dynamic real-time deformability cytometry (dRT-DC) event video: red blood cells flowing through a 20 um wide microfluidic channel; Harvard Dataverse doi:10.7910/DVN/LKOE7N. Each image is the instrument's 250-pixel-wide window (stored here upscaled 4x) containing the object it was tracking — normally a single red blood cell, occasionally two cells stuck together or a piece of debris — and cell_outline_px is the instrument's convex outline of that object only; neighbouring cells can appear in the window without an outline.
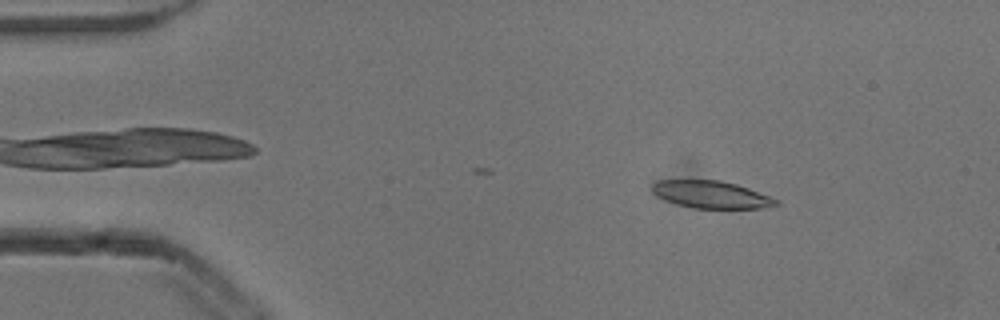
{"species": "common noctule bat (a hibernating species)", "species_latin": "Nyctalus noctula", "temperature_condition": "cold", "stored_images_in_passage": 4, "camera_frame_rate_fps": 3000, "um_per_image_px": 0.085, "animal": {"sex": "male", "body_mass_g": 13.3}, "frame": {"image": 1, "passage_image": 2, "time_ms": 0.333, "image_size_px": [1000, 320], "cell_outline_px": [[780, 204], [760, 208], [692, 208], [676, 204], [656, 196], [652, 192], [652, 184], [656, 180], [720, 180], [736, 184], [748, 188], [780, 200]], "centroid_in_image_um": [60.43, 16.53], "position_along_channel_um": 24.6, "area_um2": 19.77}}